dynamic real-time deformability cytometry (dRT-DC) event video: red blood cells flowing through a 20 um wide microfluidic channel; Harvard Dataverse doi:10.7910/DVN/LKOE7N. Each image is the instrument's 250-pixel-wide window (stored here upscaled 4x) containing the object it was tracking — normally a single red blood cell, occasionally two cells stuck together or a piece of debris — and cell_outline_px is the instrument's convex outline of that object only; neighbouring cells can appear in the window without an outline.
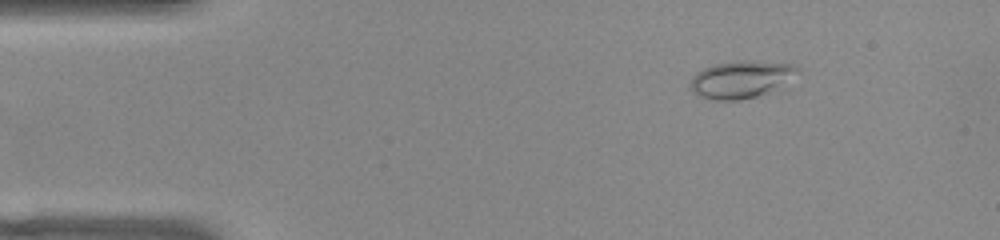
{"species": "common noctule bat (a hibernating species)", "species_latin": "Nyctalus noctula", "temperature_condition": "warm", "stored_images_in_passage": 45, "camera_frame_rate_fps": 3000, "um_per_image_px": 0.085, "animal": {"sex": "female", "body_mass_g": 22.0, "forearm_length_mm": 56.7}, "frame": {"image": 1, "passage_image": 1, "time_ms": 0.0, "image_size_px": [1000, 240], "cell_outline_px": [[800, 68], [768, 92], [756, 96], [740, 100], [716, 100], [700, 96], [688, 88], [692, 76], [696, 72], [704, 68], [716, 64], [740, 60], [752, 60], [792, 64]], "centroid_in_image_um": [62.87, 6.73], "position_along_channel_um": 22.1, "area_um2": 22.66}}
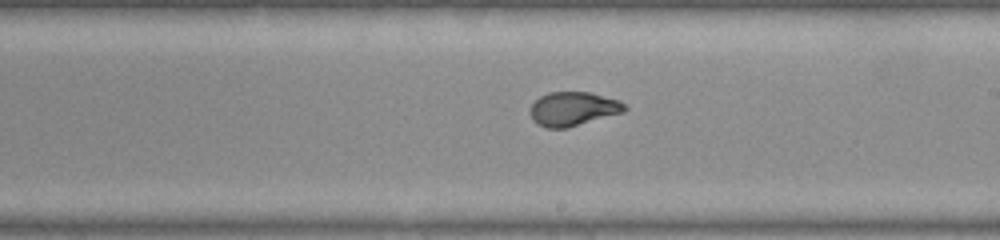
{"frame": {"image": 2, "passage_image": 23, "time_ms": 7.333, "image_size_px": [1000, 240], "cell_outline_px": [[628, 108], [624, 112], [568, 128], [544, 128], [536, 124], [532, 120], [528, 112], [532, 104], [540, 96], [548, 92], [588, 92], [620, 100]], "centroid_in_image_um": [48.68, 9.26], "position_along_channel_um": 240.3, "area_um2": 18.96}}
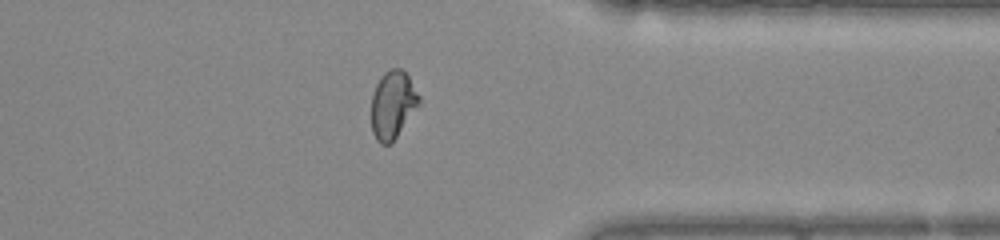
{"frame": {"image": 3, "passage_image": 34, "time_ms": 11.0, "image_size_px": [1000, 240], "cell_outline_px": [[420, 104], [392, 144], [380, 144], [376, 140], [372, 132], [372, 92], [380, 76], [384, 72], [392, 68], [400, 68], [408, 76], [420, 96]], "centroid_in_image_um": [33.38, 8.92], "position_along_channel_um": 378.0, "area_um2": 19.02}, "authors_computed_cell_mechanics": {"area_um2": 19.4208, "velocity_mm_per_s": 3.9941, "shape_relaxation_time_tau1_ms": 7.9256, "shape_relaxation_time_tau2_ms": null, "deformation_change_tau1": 0.2289, "deformation_change_tau2": null}}